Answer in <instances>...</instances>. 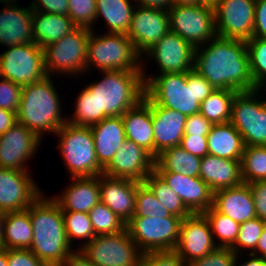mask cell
<instances>
[{
    "mask_svg": "<svg viewBox=\"0 0 266 266\" xmlns=\"http://www.w3.org/2000/svg\"><path fill=\"white\" fill-rule=\"evenodd\" d=\"M203 214L210 224L213 239H215L217 247L231 248L237 239L240 224L229 216L218 212L213 206Z\"/></svg>",
    "mask_w": 266,
    "mask_h": 266,
    "instance_id": "8d00e7d4",
    "label": "cell"
},
{
    "mask_svg": "<svg viewBox=\"0 0 266 266\" xmlns=\"http://www.w3.org/2000/svg\"><path fill=\"white\" fill-rule=\"evenodd\" d=\"M239 256L240 255H237L236 257L235 266H266V258H262L253 254H249L251 258L249 257V259L246 260V262H244L243 264H237L239 262Z\"/></svg>",
    "mask_w": 266,
    "mask_h": 266,
    "instance_id": "94428289",
    "label": "cell"
},
{
    "mask_svg": "<svg viewBox=\"0 0 266 266\" xmlns=\"http://www.w3.org/2000/svg\"><path fill=\"white\" fill-rule=\"evenodd\" d=\"M143 63L142 61L145 95L161 107L190 116L199 113L201 102L215 91V88L194 69L190 72L165 73L149 77Z\"/></svg>",
    "mask_w": 266,
    "mask_h": 266,
    "instance_id": "7a4b0ae2",
    "label": "cell"
},
{
    "mask_svg": "<svg viewBox=\"0 0 266 266\" xmlns=\"http://www.w3.org/2000/svg\"><path fill=\"white\" fill-rule=\"evenodd\" d=\"M29 173L0 168L1 211H24L43 193Z\"/></svg>",
    "mask_w": 266,
    "mask_h": 266,
    "instance_id": "e0dca14e",
    "label": "cell"
},
{
    "mask_svg": "<svg viewBox=\"0 0 266 266\" xmlns=\"http://www.w3.org/2000/svg\"><path fill=\"white\" fill-rule=\"evenodd\" d=\"M96 5V0H68V16L77 27L93 30Z\"/></svg>",
    "mask_w": 266,
    "mask_h": 266,
    "instance_id": "f6af8a7d",
    "label": "cell"
},
{
    "mask_svg": "<svg viewBox=\"0 0 266 266\" xmlns=\"http://www.w3.org/2000/svg\"><path fill=\"white\" fill-rule=\"evenodd\" d=\"M26 210L33 231L29 249L46 266H60L74 251L66 236L61 207L42 193Z\"/></svg>",
    "mask_w": 266,
    "mask_h": 266,
    "instance_id": "3957f363",
    "label": "cell"
},
{
    "mask_svg": "<svg viewBox=\"0 0 266 266\" xmlns=\"http://www.w3.org/2000/svg\"><path fill=\"white\" fill-rule=\"evenodd\" d=\"M17 123L16 113L0 108V135Z\"/></svg>",
    "mask_w": 266,
    "mask_h": 266,
    "instance_id": "6f0895ef",
    "label": "cell"
},
{
    "mask_svg": "<svg viewBox=\"0 0 266 266\" xmlns=\"http://www.w3.org/2000/svg\"><path fill=\"white\" fill-rule=\"evenodd\" d=\"M143 183L172 215L184 219L192 214L186 208L179 195L171 189V187L155 170L147 176Z\"/></svg>",
    "mask_w": 266,
    "mask_h": 266,
    "instance_id": "d590c367",
    "label": "cell"
},
{
    "mask_svg": "<svg viewBox=\"0 0 266 266\" xmlns=\"http://www.w3.org/2000/svg\"><path fill=\"white\" fill-rule=\"evenodd\" d=\"M170 215L171 213L159 202L151 190L143 182H138L133 216L168 217Z\"/></svg>",
    "mask_w": 266,
    "mask_h": 266,
    "instance_id": "7bdbcfd3",
    "label": "cell"
},
{
    "mask_svg": "<svg viewBox=\"0 0 266 266\" xmlns=\"http://www.w3.org/2000/svg\"><path fill=\"white\" fill-rule=\"evenodd\" d=\"M213 207L239 224L257 217L252 192L246 183L214 192Z\"/></svg>",
    "mask_w": 266,
    "mask_h": 266,
    "instance_id": "4316f807",
    "label": "cell"
},
{
    "mask_svg": "<svg viewBox=\"0 0 266 266\" xmlns=\"http://www.w3.org/2000/svg\"><path fill=\"white\" fill-rule=\"evenodd\" d=\"M256 0H220L215 9L219 37L248 41L253 37Z\"/></svg>",
    "mask_w": 266,
    "mask_h": 266,
    "instance_id": "5bb4252c",
    "label": "cell"
},
{
    "mask_svg": "<svg viewBox=\"0 0 266 266\" xmlns=\"http://www.w3.org/2000/svg\"><path fill=\"white\" fill-rule=\"evenodd\" d=\"M180 146L190 154L203 158L208 154L207 137L199 135H183Z\"/></svg>",
    "mask_w": 266,
    "mask_h": 266,
    "instance_id": "f5cc1de1",
    "label": "cell"
},
{
    "mask_svg": "<svg viewBox=\"0 0 266 266\" xmlns=\"http://www.w3.org/2000/svg\"><path fill=\"white\" fill-rule=\"evenodd\" d=\"M64 219V227L66 230V236L68 242L73 246L74 239L80 241L85 240L84 244L81 243L79 250L83 245L90 242L95 236V232L92 227L89 213L74 212V211H62Z\"/></svg>",
    "mask_w": 266,
    "mask_h": 266,
    "instance_id": "f35d334b",
    "label": "cell"
},
{
    "mask_svg": "<svg viewBox=\"0 0 266 266\" xmlns=\"http://www.w3.org/2000/svg\"><path fill=\"white\" fill-rule=\"evenodd\" d=\"M102 79L86 87L96 96L97 123L107 117L122 116L145 95L142 71H102Z\"/></svg>",
    "mask_w": 266,
    "mask_h": 266,
    "instance_id": "5b68a950",
    "label": "cell"
},
{
    "mask_svg": "<svg viewBox=\"0 0 266 266\" xmlns=\"http://www.w3.org/2000/svg\"><path fill=\"white\" fill-rule=\"evenodd\" d=\"M8 266H46L30 249H7Z\"/></svg>",
    "mask_w": 266,
    "mask_h": 266,
    "instance_id": "681fc988",
    "label": "cell"
},
{
    "mask_svg": "<svg viewBox=\"0 0 266 266\" xmlns=\"http://www.w3.org/2000/svg\"><path fill=\"white\" fill-rule=\"evenodd\" d=\"M89 216L96 235L116 234L126 229V223L101 202L89 211Z\"/></svg>",
    "mask_w": 266,
    "mask_h": 266,
    "instance_id": "ab89813d",
    "label": "cell"
},
{
    "mask_svg": "<svg viewBox=\"0 0 266 266\" xmlns=\"http://www.w3.org/2000/svg\"><path fill=\"white\" fill-rule=\"evenodd\" d=\"M34 43L41 48L60 40L77 26L68 15L33 11Z\"/></svg>",
    "mask_w": 266,
    "mask_h": 266,
    "instance_id": "4dcf8cb0",
    "label": "cell"
},
{
    "mask_svg": "<svg viewBox=\"0 0 266 266\" xmlns=\"http://www.w3.org/2000/svg\"><path fill=\"white\" fill-rule=\"evenodd\" d=\"M138 181L99 175L100 202L127 223L135 212Z\"/></svg>",
    "mask_w": 266,
    "mask_h": 266,
    "instance_id": "44dd1931",
    "label": "cell"
},
{
    "mask_svg": "<svg viewBox=\"0 0 266 266\" xmlns=\"http://www.w3.org/2000/svg\"><path fill=\"white\" fill-rule=\"evenodd\" d=\"M251 254L266 258V224L264 226L261 236L258 239L257 246Z\"/></svg>",
    "mask_w": 266,
    "mask_h": 266,
    "instance_id": "91938a15",
    "label": "cell"
},
{
    "mask_svg": "<svg viewBox=\"0 0 266 266\" xmlns=\"http://www.w3.org/2000/svg\"><path fill=\"white\" fill-rule=\"evenodd\" d=\"M90 129L94 138L97 160L105 168L126 140L122 117L104 118L90 126Z\"/></svg>",
    "mask_w": 266,
    "mask_h": 266,
    "instance_id": "f1b7e54d",
    "label": "cell"
},
{
    "mask_svg": "<svg viewBox=\"0 0 266 266\" xmlns=\"http://www.w3.org/2000/svg\"><path fill=\"white\" fill-rule=\"evenodd\" d=\"M206 137L208 154L241 161L245 145L240 132L230 122L213 124Z\"/></svg>",
    "mask_w": 266,
    "mask_h": 266,
    "instance_id": "f546056e",
    "label": "cell"
},
{
    "mask_svg": "<svg viewBox=\"0 0 266 266\" xmlns=\"http://www.w3.org/2000/svg\"><path fill=\"white\" fill-rule=\"evenodd\" d=\"M60 266H96L80 250H75Z\"/></svg>",
    "mask_w": 266,
    "mask_h": 266,
    "instance_id": "9f6ffc18",
    "label": "cell"
},
{
    "mask_svg": "<svg viewBox=\"0 0 266 266\" xmlns=\"http://www.w3.org/2000/svg\"><path fill=\"white\" fill-rule=\"evenodd\" d=\"M3 6L0 10V46L25 45L34 43L33 8Z\"/></svg>",
    "mask_w": 266,
    "mask_h": 266,
    "instance_id": "cb8c5ba5",
    "label": "cell"
},
{
    "mask_svg": "<svg viewBox=\"0 0 266 266\" xmlns=\"http://www.w3.org/2000/svg\"><path fill=\"white\" fill-rule=\"evenodd\" d=\"M72 183L62 191V194L53 196L62 211L89 213L100 202L99 176L71 177Z\"/></svg>",
    "mask_w": 266,
    "mask_h": 266,
    "instance_id": "d4e9b609",
    "label": "cell"
},
{
    "mask_svg": "<svg viewBox=\"0 0 266 266\" xmlns=\"http://www.w3.org/2000/svg\"><path fill=\"white\" fill-rule=\"evenodd\" d=\"M74 107V115L67 118L68 123L88 127L97 123L96 96L87 87L78 94Z\"/></svg>",
    "mask_w": 266,
    "mask_h": 266,
    "instance_id": "60d3db41",
    "label": "cell"
},
{
    "mask_svg": "<svg viewBox=\"0 0 266 266\" xmlns=\"http://www.w3.org/2000/svg\"><path fill=\"white\" fill-rule=\"evenodd\" d=\"M136 4L147 8L168 11L173 6V0H136Z\"/></svg>",
    "mask_w": 266,
    "mask_h": 266,
    "instance_id": "680465c9",
    "label": "cell"
},
{
    "mask_svg": "<svg viewBox=\"0 0 266 266\" xmlns=\"http://www.w3.org/2000/svg\"><path fill=\"white\" fill-rule=\"evenodd\" d=\"M201 159L181 146L166 148L155 159L156 172H175L188 177H199Z\"/></svg>",
    "mask_w": 266,
    "mask_h": 266,
    "instance_id": "d6a6232c",
    "label": "cell"
},
{
    "mask_svg": "<svg viewBox=\"0 0 266 266\" xmlns=\"http://www.w3.org/2000/svg\"><path fill=\"white\" fill-rule=\"evenodd\" d=\"M256 216L266 223V180L249 183Z\"/></svg>",
    "mask_w": 266,
    "mask_h": 266,
    "instance_id": "f907efd6",
    "label": "cell"
},
{
    "mask_svg": "<svg viewBox=\"0 0 266 266\" xmlns=\"http://www.w3.org/2000/svg\"><path fill=\"white\" fill-rule=\"evenodd\" d=\"M265 88H266V83H265V84H263V86H261V87L259 88V90L261 91V89H262V90L266 91V89H265ZM265 101H266V98H265Z\"/></svg>",
    "mask_w": 266,
    "mask_h": 266,
    "instance_id": "a7ac6f4b",
    "label": "cell"
},
{
    "mask_svg": "<svg viewBox=\"0 0 266 266\" xmlns=\"http://www.w3.org/2000/svg\"><path fill=\"white\" fill-rule=\"evenodd\" d=\"M170 31L168 11L135 6L127 36L141 55Z\"/></svg>",
    "mask_w": 266,
    "mask_h": 266,
    "instance_id": "d6986e66",
    "label": "cell"
},
{
    "mask_svg": "<svg viewBox=\"0 0 266 266\" xmlns=\"http://www.w3.org/2000/svg\"><path fill=\"white\" fill-rule=\"evenodd\" d=\"M0 266H8L7 249L0 248Z\"/></svg>",
    "mask_w": 266,
    "mask_h": 266,
    "instance_id": "be15d7a7",
    "label": "cell"
},
{
    "mask_svg": "<svg viewBox=\"0 0 266 266\" xmlns=\"http://www.w3.org/2000/svg\"><path fill=\"white\" fill-rule=\"evenodd\" d=\"M33 231L27 210L7 212L3 223L2 248L29 249Z\"/></svg>",
    "mask_w": 266,
    "mask_h": 266,
    "instance_id": "1f68e13d",
    "label": "cell"
},
{
    "mask_svg": "<svg viewBox=\"0 0 266 266\" xmlns=\"http://www.w3.org/2000/svg\"><path fill=\"white\" fill-rule=\"evenodd\" d=\"M212 125L200 112L192 114L187 116L184 135L207 136Z\"/></svg>",
    "mask_w": 266,
    "mask_h": 266,
    "instance_id": "816d5d0a",
    "label": "cell"
},
{
    "mask_svg": "<svg viewBox=\"0 0 266 266\" xmlns=\"http://www.w3.org/2000/svg\"><path fill=\"white\" fill-rule=\"evenodd\" d=\"M199 177L213 192L239 186L243 183L241 161L206 154L201 159Z\"/></svg>",
    "mask_w": 266,
    "mask_h": 266,
    "instance_id": "83f0119b",
    "label": "cell"
},
{
    "mask_svg": "<svg viewBox=\"0 0 266 266\" xmlns=\"http://www.w3.org/2000/svg\"><path fill=\"white\" fill-rule=\"evenodd\" d=\"M0 76L21 87L43 80L47 76L43 48L32 42L9 47L0 54Z\"/></svg>",
    "mask_w": 266,
    "mask_h": 266,
    "instance_id": "7c38bea8",
    "label": "cell"
},
{
    "mask_svg": "<svg viewBox=\"0 0 266 266\" xmlns=\"http://www.w3.org/2000/svg\"><path fill=\"white\" fill-rule=\"evenodd\" d=\"M6 213L0 210V248L2 247L3 223Z\"/></svg>",
    "mask_w": 266,
    "mask_h": 266,
    "instance_id": "e7e4bbea",
    "label": "cell"
},
{
    "mask_svg": "<svg viewBox=\"0 0 266 266\" xmlns=\"http://www.w3.org/2000/svg\"><path fill=\"white\" fill-rule=\"evenodd\" d=\"M1 2L2 4L4 3L6 6H13L18 4L16 0H0V4Z\"/></svg>",
    "mask_w": 266,
    "mask_h": 266,
    "instance_id": "003e7915",
    "label": "cell"
},
{
    "mask_svg": "<svg viewBox=\"0 0 266 266\" xmlns=\"http://www.w3.org/2000/svg\"><path fill=\"white\" fill-rule=\"evenodd\" d=\"M194 70L215 89L236 92L256 90L250 72L246 41L216 36L196 47Z\"/></svg>",
    "mask_w": 266,
    "mask_h": 266,
    "instance_id": "6da1fadb",
    "label": "cell"
},
{
    "mask_svg": "<svg viewBox=\"0 0 266 266\" xmlns=\"http://www.w3.org/2000/svg\"><path fill=\"white\" fill-rule=\"evenodd\" d=\"M51 76L22 87L17 122L34 132L39 138L55 133L67 122L61 114V98Z\"/></svg>",
    "mask_w": 266,
    "mask_h": 266,
    "instance_id": "277c9868",
    "label": "cell"
},
{
    "mask_svg": "<svg viewBox=\"0 0 266 266\" xmlns=\"http://www.w3.org/2000/svg\"><path fill=\"white\" fill-rule=\"evenodd\" d=\"M22 87L14 82L0 78V108L17 114L21 101Z\"/></svg>",
    "mask_w": 266,
    "mask_h": 266,
    "instance_id": "c3c4849f",
    "label": "cell"
},
{
    "mask_svg": "<svg viewBox=\"0 0 266 266\" xmlns=\"http://www.w3.org/2000/svg\"><path fill=\"white\" fill-rule=\"evenodd\" d=\"M195 47L169 31L143 55L154 58L159 74L190 72L194 69Z\"/></svg>",
    "mask_w": 266,
    "mask_h": 266,
    "instance_id": "ac0fdd59",
    "label": "cell"
},
{
    "mask_svg": "<svg viewBox=\"0 0 266 266\" xmlns=\"http://www.w3.org/2000/svg\"><path fill=\"white\" fill-rule=\"evenodd\" d=\"M154 165L155 159L146 150L126 139L103 169V174L143 182L154 170Z\"/></svg>",
    "mask_w": 266,
    "mask_h": 266,
    "instance_id": "ffe728a7",
    "label": "cell"
},
{
    "mask_svg": "<svg viewBox=\"0 0 266 266\" xmlns=\"http://www.w3.org/2000/svg\"><path fill=\"white\" fill-rule=\"evenodd\" d=\"M126 139L133 141L154 158V134L151 116V100L144 98L122 116Z\"/></svg>",
    "mask_w": 266,
    "mask_h": 266,
    "instance_id": "484cf974",
    "label": "cell"
},
{
    "mask_svg": "<svg viewBox=\"0 0 266 266\" xmlns=\"http://www.w3.org/2000/svg\"><path fill=\"white\" fill-rule=\"evenodd\" d=\"M181 218L132 216L126 223L131 239L142 253L174 250L178 239Z\"/></svg>",
    "mask_w": 266,
    "mask_h": 266,
    "instance_id": "9c48e42d",
    "label": "cell"
},
{
    "mask_svg": "<svg viewBox=\"0 0 266 266\" xmlns=\"http://www.w3.org/2000/svg\"><path fill=\"white\" fill-rule=\"evenodd\" d=\"M179 195L192 213H204L213 206L214 192L200 177H188L175 172H157Z\"/></svg>",
    "mask_w": 266,
    "mask_h": 266,
    "instance_id": "603a6c76",
    "label": "cell"
},
{
    "mask_svg": "<svg viewBox=\"0 0 266 266\" xmlns=\"http://www.w3.org/2000/svg\"><path fill=\"white\" fill-rule=\"evenodd\" d=\"M42 139L16 123L0 135V168L29 172L27 161L34 158Z\"/></svg>",
    "mask_w": 266,
    "mask_h": 266,
    "instance_id": "2e32d148",
    "label": "cell"
},
{
    "mask_svg": "<svg viewBox=\"0 0 266 266\" xmlns=\"http://www.w3.org/2000/svg\"><path fill=\"white\" fill-rule=\"evenodd\" d=\"M216 248L210 224L203 213H194L181 220L174 251L187 264L210 254Z\"/></svg>",
    "mask_w": 266,
    "mask_h": 266,
    "instance_id": "9a60e30c",
    "label": "cell"
},
{
    "mask_svg": "<svg viewBox=\"0 0 266 266\" xmlns=\"http://www.w3.org/2000/svg\"><path fill=\"white\" fill-rule=\"evenodd\" d=\"M33 11L68 15V0H34Z\"/></svg>",
    "mask_w": 266,
    "mask_h": 266,
    "instance_id": "db71d44e",
    "label": "cell"
},
{
    "mask_svg": "<svg viewBox=\"0 0 266 266\" xmlns=\"http://www.w3.org/2000/svg\"><path fill=\"white\" fill-rule=\"evenodd\" d=\"M201 4L200 0H173V5L198 6Z\"/></svg>",
    "mask_w": 266,
    "mask_h": 266,
    "instance_id": "6125c7cd",
    "label": "cell"
},
{
    "mask_svg": "<svg viewBox=\"0 0 266 266\" xmlns=\"http://www.w3.org/2000/svg\"><path fill=\"white\" fill-rule=\"evenodd\" d=\"M243 183L266 180V146H245L241 159Z\"/></svg>",
    "mask_w": 266,
    "mask_h": 266,
    "instance_id": "74e56055",
    "label": "cell"
},
{
    "mask_svg": "<svg viewBox=\"0 0 266 266\" xmlns=\"http://www.w3.org/2000/svg\"><path fill=\"white\" fill-rule=\"evenodd\" d=\"M237 254L231 248L217 247L210 254L195 259L187 266H235Z\"/></svg>",
    "mask_w": 266,
    "mask_h": 266,
    "instance_id": "bcb514c9",
    "label": "cell"
},
{
    "mask_svg": "<svg viewBox=\"0 0 266 266\" xmlns=\"http://www.w3.org/2000/svg\"><path fill=\"white\" fill-rule=\"evenodd\" d=\"M250 72L256 89L266 83V39L252 37L246 41Z\"/></svg>",
    "mask_w": 266,
    "mask_h": 266,
    "instance_id": "b9f144b4",
    "label": "cell"
},
{
    "mask_svg": "<svg viewBox=\"0 0 266 266\" xmlns=\"http://www.w3.org/2000/svg\"><path fill=\"white\" fill-rule=\"evenodd\" d=\"M253 37L266 39V0H256L255 2Z\"/></svg>",
    "mask_w": 266,
    "mask_h": 266,
    "instance_id": "11a10c76",
    "label": "cell"
},
{
    "mask_svg": "<svg viewBox=\"0 0 266 266\" xmlns=\"http://www.w3.org/2000/svg\"><path fill=\"white\" fill-rule=\"evenodd\" d=\"M170 31L180 35L195 48L217 36L215 9L207 5H173L169 10Z\"/></svg>",
    "mask_w": 266,
    "mask_h": 266,
    "instance_id": "4fadbf2b",
    "label": "cell"
},
{
    "mask_svg": "<svg viewBox=\"0 0 266 266\" xmlns=\"http://www.w3.org/2000/svg\"><path fill=\"white\" fill-rule=\"evenodd\" d=\"M90 31L88 28L76 27L60 40L43 48L47 76L54 74L72 75L76 78L78 75L84 76L87 69V44Z\"/></svg>",
    "mask_w": 266,
    "mask_h": 266,
    "instance_id": "ba28073f",
    "label": "cell"
},
{
    "mask_svg": "<svg viewBox=\"0 0 266 266\" xmlns=\"http://www.w3.org/2000/svg\"><path fill=\"white\" fill-rule=\"evenodd\" d=\"M59 151L71 177H92L103 174L92 131L88 126L66 122L56 133Z\"/></svg>",
    "mask_w": 266,
    "mask_h": 266,
    "instance_id": "52a82bcc",
    "label": "cell"
},
{
    "mask_svg": "<svg viewBox=\"0 0 266 266\" xmlns=\"http://www.w3.org/2000/svg\"><path fill=\"white\" fill-rule=\"evenodd\" d=\"M265 224L266 223L258 217L240 224L237 239L231 249L237 255L242 253V251H240L242 248L247 249L246 251L249 252H247V254H251L257 246L258 239L262 234Z\"/></svg>",
    "mask_w": 266,
    "mask_h": 266,
    "instance_id": "ee69618b",
    "label": "cell"
},
{
    "mask_svg": "<svg viewBox=\"0 0 266 266\" xmlns=\"http://www.w3.org/2000/svg\"><path fill=\"white\" fill-rule=\"evenodd\" d=\"M79 250L96 266H138L143 254L127 229L96 235Z\"/></svg>",
    "mask_w": 266,
    "mask_h": 266,
    "instance_id": "8fae6325",
    "label": "cell"
},
{
    "mask_svg": "<svg viewBox=\"0 0 266 266\" xmlns=\"http://www.w3.org/2000/svg\"><path fill=\"white\" fill-rule=\"evenodd\" d=\"M154 134V159L166 148L180 146L187 116L151 101Z\"/></svg>",
    "mask_w": 266,
    "mask_h": 266,
    "instance_id": "7402d4cb",
    "label": "cell"
},
{
    "mask_svg": "<svg viewBox=\"0 0 266 266\" xmlns=\"http://www.w3.org/2000/svg\"><path fill=\"white\" fill-rule=\"evenodd\" d=\"M238 92L227 89H215L200 104V113L212 124L228 123L231 117V107Z\"/></svg>",
    "mask_w": 266,
    "mask_h": 266,
    "instance_id": "e575fe53",
    "label": "cell"
},
{
    "mask_svg": "<svg viewBox=\"0 0 266 266\" xmlns=\"http://www.w3.org/2000/svg\"><path fill=\"white\" fill-rule=\"evenodd\" d=\"M132 0H96L95 22L102 17L108 33H128L134 6Z\"/></svg>",
    "mask_w": 266,
    "mask_h": 266,
    "instance_id": "836d02e7",
    "label": "cell"
},
{
    "mask_svg": "<svg viewBox=\"0 0 266 266\" xmlns=\"http://www.w3.org/2000/svg\"><path fill=\"white\" fill-rule=\"evenodd\" d=\"M138 266H187L174 251H152L143 253Z\"/></svg>",
    "mask_w": 266,
    "mask_h": 266,
    "instance_id": "7dc6e473",
    "label": "cell"
},
{
    "mask_svg": "<svg viewBox=\"0 0 266 266\" xmlns=\"http://www.w3.org/2000/svg\"><path fill=\"white\" fill-rule=\"evenodd\" d=\"M203 5L215 7L220 0H200Z\"/></svg>",
    "mask_w": 266,
    "mask_h": 266,
    "instance_id": "03108f58",
    "label": "cell"
},
{
    "mask_svg": "<svg viewBox=\"0 0 266 266\" xmlns=\"http://www.w3.org/2000/svg\"><path fill=\"white\" fill-rule=\"evenodd\" d=\"M90 31L87 44V69L102 71H142L143 57L134 48L132 40L122 33ZM104 34V35H103ZM92 65V66H91Z\"/></svg>",
    "mask_w": 266,
    "mask_h": 266,
    "instance_id": "8992f818",
    "label": "cell"
},
{
    "mask_svg": "<svg viewBox=\"0 0 266 266\" xmlns=\"http://www.w3.org/2000/svg\"><path fill=\"white\" fill-rule=\"evenodd\" d=\"M260 93L259 89L238 92L232 102L229 122L240 132L245 146H266V101Z\"/></svg>",
    "mask_w": 266,
    "mask_h": 266,
    "instance_id": "30bf717a",
    "label": "cell"
}]
</instances>
